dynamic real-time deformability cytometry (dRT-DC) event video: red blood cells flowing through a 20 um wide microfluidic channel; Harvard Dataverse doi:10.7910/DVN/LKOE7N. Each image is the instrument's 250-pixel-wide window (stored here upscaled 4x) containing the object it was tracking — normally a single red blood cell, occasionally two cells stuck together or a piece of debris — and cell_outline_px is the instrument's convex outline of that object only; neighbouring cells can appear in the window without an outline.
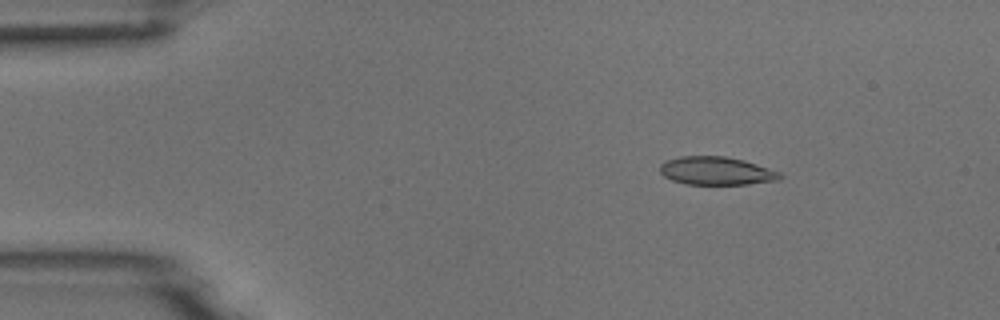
{"species": "common noctule bat (a hibernating species)", "species_latin": "Nyctalus noctula", "temperature_condition": "room temperature", "stored_images_in_passage": 4, "camera_frame_rate_fps": 3000, "um_per_image_px": 0.085, "animal": {"sex": "male", "body_mass_g": 18.8}, "frame": {"image": 1, "passage_image": 2, "time_ms": 2.0, "image_size_px": [1000, 320], "cell_outline_px": [[784, 176], [780, 180], [748, 184], [684, 184], [672, 180], [664, 176], [660, 172], [660, 164], [664, 160], [680, 156], [724, 156], [744, 160], [780, 172]], "centroid_in_image_um": [60.88, 14.52], "position_along_channel_um": 24.1, "area_um2": 19.83}}